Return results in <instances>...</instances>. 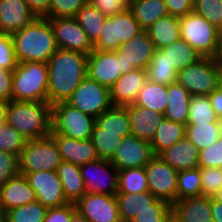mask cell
<instances>
[{
    "label": "cell",
    "mask_w": 222,
    "mask_h": 222,
    "mask_svg": "<svg viewBox=\"0 0 222 222\" xmlns=\"http://www.w3.org/2000/svg\"><path fill=\"white\" fill-rule=\"evenodd\" d=\"M26 138L6 123L0 128V150L20 155L26 145Z\"/></svg>",
    "instance_id": "cell-44"
},
{
    "label": "cell",
    "mask_w": 222,
    "mask_h": 222,
    "mask_svg": "<svg viewBox=\"0 0 222 222\" xmlns=\"http://www.w3.org/2000/svg\"><path fill=\"white\" fill-rule=\"evenodd\" d=\"M96 125L106 132L131 135L130 118L126 107L112 106L96 118Z\"/></svg>",
    "instance_id": "cell-32"
},
{
    "label": "cell",
    "mask_w": 222,
    "mask_h": 222,
    "mask_svg": "<svg viewBox=\"0 0 222 222\" xmlns=\"http://www.w3.org/2000/svg\"><path fill=\"white\" fill-rule=\"evenodd\" d=\"M47 208L39 201L6 211V222H43Z\"/></svg>",
    "instance_id": "cell-42"
},
{
    "label": "cell",
    "mask_w": 222,
    "mask_h": 222,
    "mask_svg": "<svg viewBox=\"0 0 222 222\" xmlns=\"http://www.w3.org/2000/svg\"><path fill=\"white\" fill-rule=\"evenodd\" d=\"M185 132L186 124L173 122L164 117L157 127L151 142L153 154L159 155L162 151L183 139Z\"/></svg>",
    "instance_id": "cell-31"
},
{
    "label": "cell",
    "mask_w": 222,
    "mask_h": 222,
    "mask_svg": "<svg viewBox=\"0 0 222 222\" xmlns=\"http://www.w3.org/2000/svg\"><path fill=\"white\" fill-rule=\"evenodd\" d=\"M7 123L26 140L47 137L52 130V105L49 102L15 101L6 107Z\"/></svg>",
    "instance_id": "cell-3"
},
{
    "label": "cell",
    "mask_w": 222,
    "mask_h": 222,
    "mask_svg": "<svg viewBox=\"0 0 222 222\" xmlns=\"http://www.w3.org/2000/svg\"><path fill=\"white\" fill-rule=\"evenodd\" d=\"M147 33L155 49H162L181 38L180 20L168 14L153 23Z\"/></svg>",
    "instance_id": "cell-27"
},
{
    "label": "cell",
    "mask_w": 222,
    "mask_h": 222,
    "mask_svg": "<svg viewBox=\"0 0 222 222\" xmlns=\"http://www.w3.org/2000/svg\"><path fill=\"white\" fill-rule=\"evenodd\" d=\"M22 175H25L29 185L34 189L37 201L47 209L68 203L57 171H37Z\"/></svg>",
    "instance_id": "cell-17"
},
{
    "label": "cell",
    "mask_w": 222,
    "mask_h": 222,
    "mask_svg": "<svg viewBox=\"0 0 222 222\" xmlns=\"http://www.w3.org/2000/svg\"><path fill=\"white\" fill-rule=\"evenodd\" d=\"M18 63L43 62L56 52L58 45L47 18L37 17L32 23L11 34Z\"/></svg>",
    "instance_id": "cell-2"
},
{
    "label": "cell",
    "mask_w": 222,
    "mask_h": 222,
    "mask_svg": "<svg viewBox=\"0 0 222 222\" xmlns=\"http://www.w3.org/2000/svg\"><path fill=\"white\" fill-rule=\"evenodd\" d=\"M181 38L202 57L220 58L219 29L194 11L179 18Z\"/></svg>",
    "instance_id": "cell-5"
},
{
    "label": "cell",
    "mask_w": 222,
    "mask_h": 222,
    "mask_svg": "<svg viewBox=\"0 0 222 222\" xmlns=\"http://www.w3.org/2000/svg\"><path fill=\"white\" fill-rule=\"evenodd\" d=\"M123 138L121 133L106 132L95 124L90 140L99 159L110 160Z\"/></svg>",
    "instance_id": "cell-40"
},
{
    "label": "cell",
    "mask_w": 222,
    "mask_h": 222,
    "mask_svg": "<svg viewBox=\"0 0 222 222\" xmlns=\"http://www.w3.org/2000/svg\"><path fill=\"white\" fill-rule=\"evenodd\" d=\"M8 102L0 99V128L7 123L6 107Z\"/></svg>",
    "instance_id": "cell-58"
},
{
    "label": "cell",
    "mask_w": 222,
    "mask_h": 222,
    "mask_svg": "<svg viewBox=\"0 0 222 222\" xmlns=\"http://www.w3.org/2000/svg\"><path fill=\"white\" fill-rule=\"evenodd\" d=\"M211 212L213 222H222V203L211 197Z\"/></svg>",
    "instance_id": "cell-57"
},
{
    "label": "cell",
    "mask_w": 222,
    "mask_h": 222,
    "mask_svg": "<svg viewBox=\"0 0 222 222\" xmlns=\"http://www.w3.org/2000/svg\"><path fill=\"white\" fill-rule=\"evenodd\" d=\"M139 31V23L127 7L122 12L107 17L94 49L117 51L121 44L134 38Z\"/></svg>",
    "instance_id": "cell-9"
},
{
    "label": "cell",
    "mask_w": 222,
    "mask_h": 222,
    "mask_svg": "<svg viewBox=\"0 0 222 222\" xmlns=\"http://www.w3.org/2000/svg\"><path fill=\"white\" fill-rule=\"evenodd\" d=\"M122 222L131 220L158 199L148 190L142 193H117L115 195Z\"/></svg>",
    "instance_id": "cell-28"
},
{
    "label": "cell",
    "mask_w": 222,
    "mask_h": 222,
    "mask_svg": "<svg viewBox=\"0 0 222 222\" xmlns=\"http://www.w3.org/2000/svg\"><path fill=\"white\" fill-rule=\"evenodd\" d=\"M155 50L147 30L139 31L134 38L121 44L117 52L121 55L122 74L136 69H147Z\"/></svg>",
    "instance_id": "cell-14"
},
{
    "label": "cell",
    "mask_w": 222,
    "mask_h": 222,
    "mask_svg": "<svg viewBox=\"0 0 222 222\" xmlns=\"http://www.w3.org/2000/svg\"><path fill=\"white\" fill-rule=\"evenodd\" d=\"M59 49L89 54L94 45L75 17L47 18Z\"/></svg>",
    "instance_id": "cell-13"
},
{
    "label": "cell",
    "mask_w": 222,
    "mask_h": 222,
    "mask_svg": "<svg viewBox=\"0 0 222 222\" xmlns=\"http://www.w3.org/2000/svg\"><path fill=\"white\" fill-rule=\"evenodd\" d=\"M164 222H181L180 219L176 216V214L171 211L168 216L165 218Z\"/></svg>",
    "instance_id": "cell-59"
},
{
    "label": "cell",
    "mask_w": 222,
    "mask_h": 222,
    "mask_svg": "<svg viewBox=\"0 0 222 222\" xmlns=\"http://www.w3.org/2000/svg\"><path fill=\"white\" fill-rule=\"evenodd\" d=\"M149 191L157 198L172 205L177 201L178 171L154 155L145 165Z\"/></svg>",
    "instance_id": "cell-12"
},
{
    "label": "cell",
    "mask_w": 222,
    "mask_h": 222,
    "mask_svg": "<svg viewBox=\"0 0 222 222\" xmlns=\"http://www.w3.org/2000/svg\"><path fill=\"white\" fill-rule=\"evenodd\" d=\"M202 196L200 168L178 171L177 201L186 197Z\"/></svg>",
    "instance_id": "cell-41"
},
{
    "label": "cell",
    "mask_w": 222,
    "mask_h": 222,
    "mask_svg": "<svg viewBox=\"0 0 222 222\" xmlns=\"http://www.w3.org/2000/svg\"><path fill=\"white\" fill-rule=\"evenodd\" d=\"M167 108L164 117L173 122L187 124L191 94L180 84L167 86Z\"/></svg>",
    "instance_id": "cell-26"
},
{
    "label": "cell",
    "mask_w": 222,
    "mask_h": 222,
    "mask_svg": "<svg viewBox=\"0 0 222 222\" xmlns=\"http://www.w3.org/2000/svg\"><path fill=\"white\" fill-rule=\"evenodd\" d=\"M146 80V69H136L122 74L110 88L112 105L125 107L133 104Z\"/></svg>",
    "instance_id": "cell-20"
},
{
    "label": "cell",
    "mask_w": 222,
    "mask_h": 222,
    "mask_svg": "<svg viewBox=\"0 0 222 222\" xmlns=\"http://www.w3.org/2000/svg\"><path fill=\"white\" fill-rule=\"evenodd\" d=\"M220 135H222V122L186 124L185 136L199 151L214 144Z\"/></svg>",
    "instance_id": "cell-37"
},
{
    "label": "cell",
    "mask_w": 222,
    "mask_h": 222,
    "mask_svg": "<svg viewBox=\"0 0 222 222\" xmlns=\"http://www.w3.org/2000/svg\"><path fill=\"white\" fill-rule=\"evenodd\" d=\"M83 113L97 118L113 105L110 89L86 76L66 101Z\"/></svg>",
    "instance_id": "cell-10"
},
{
    "label": "cell",
    "mask_w": 222,
    "mask_h": 222,
    "mask_svg": "<svg viewBox=\"0 0 222 222\" xmlns=\"http://www.w3.org/2000/svg\"><path fill=\"white\" fill-rule=\"evenodd\" d=\"M89 2L109 17L127 8L129 0H89Z\"/></svg>",
    "instance_id": "cell-52"
},
{
    "label": "cell",
    "mask_w": 222,
    "mask_h": 222,
    "mask_svg": "<svg viewBox=\"0 0 222 222\" xmlns=\"http://www.w3.org/2000/svg\"><path fill=\"white\" fill-rule=\"evenodd\" d=\"M78 24L86 32L87 37L94 45L101 34L102 27L107 19L91 2L85 4L75 16Z\"/></svg>",
    "instance_id": "cell-35"
},
{
    "label": "cell",
    "mask_w": 222,
    "mask_h": 222,
    "mask_svg": "<svg viewBox=\"0 0 222 222\" xmlns=\"http://www.w3.org/2000/svg\"><path fill=\"white\" fill-rule=\"evenodd\" d=\"M89 0H51L49 18L75 17Z\"/></svg>",
    "instance_id": "cell-46"
},
{
    "label": "cell",
    "mask_w": 222,
    "mask_h": 222,
    "mask_svg": "<svg viewBox=\"0 0 222 222\" xmlns=\"http://www.w3.org/2000/svg\"><path fill=\"white\" fill-rule=\"evenodd\" d=\"M193 11L219 30L222 28V0H194Z\"/></svg>",
    "instance_id": "cell-43"
},
{
    "label": "cell",
    "mask_w": 222,
    "mask_h": 222,
    "mask_svg": "<svg viewBox=\"0 0 222 222\" xmlns=\"http://www.w3.org/2000/svg\"><path fill=\"white\" fill-rule=\"evenodd\" d=\"M17 65L11 34L0 32V68L14 70Z\"/></svg>",
    "instance_id": "cell-50"
},
{
    "label": "cell",
    "mask_w": 222,
    "mask_h": 222,
    "mask_svg": "<svg viewBox=\"0 0 222 222\" xmlns=\"http://www.w3.org/2000/svg\"><path fill=\"white\" fill-rule=\"evenodd\" d=\"M75 205L89 222H122L115 196L85 193Z\"/></svg>",
    "instance_id": "cell-16"
},
{
    "label": "cell",
    "mask_w": 222,
    "mask_h": 222,
    "mask_svg": "<svg viewBox=\"0 0 222 222\" xmlns=\"http://www.w3.org/2000/svg\"><path fill=\"white\" fill-rule=\"evenodd\" d=\"M18 155L0 150V187L19 174Z\"/></svg>",
    "instance_id": "cell-49"
},
{
    "label": "cell",
    "mask_w": 222,
    "mask_h": 222,
    "mask_svg": "<svg viewBox=\"0 0 222 222\" xmlns=\"http://www.w3.org/2000/svg\"><path fill=\"white\" fill-rule=\"evenodd\" d=\"M36 18L25 0H0V32L13 34Z\"/></svg>",
    "instance_id": "cell-21"
},
{
    "label": "cell",
    "mask_w": 222,
    "mask_h": 222,
    "mask_svg": "<svg viewBox=\"0 0 222 222\" xmlns=\"http://www.w3.org/2000/svg\"><path fill=\"white\" fill-rule=\"evenodd\" d=\"M202 196L212 197L222 187L221 168H200Z\"/></svg>",
    "instance_id": "cell-47"
},
{
    "label": "cell",
    "mask_w": 222,
    "mask_h": 222,
    "mask_svg": "<svg viewBox=\"0 0 222 222\" xmlns=\"http://www.w3.org/2000/svg\"><path fill=\"white\" fill-rule=\"evenodd\" d=\"M13 70L0 68V99L6 102L12 100Z\"/></svg>",
    "instance_id": "cell-54"
},
{
    "label": "cell",
    "mask_w": 222,
    "mask_h": 222,
    "mask_svg": "<svg viewBox=\"0 0 222 222\" xmlns=\"http://www.w3.org/2000/svg\"><path fill=\"white\" fill-rule=\"evenodd\" d=\"M172 211V205L158 199L150 208L139 212L131 222H164L165 218Z\"/></svg>",
    "instance_id": "cell-45"
},
{
    "label": "cell",
    "mask_w": 222,
    "mask_h": 222,
    "mask_svg": "<svg viewBox=\"0 0 222 222\" xmlns=\"http://www.w3.org/2000/svg\"><path fill=\"white\" fill-rule=\"evenodd\" d=\"M198 167H222V135H220L214 144L199 151Z\"/></svg>",
    "instance_id": "cell-48"
},
{
    "label": "cell",
    "mask_w": 222,
    "mask_h": 222,
    "mask_svg": "<svg viewBox=\"0 0 222 222\" xmlns=\"http://www.w3.org/2000/svg\"><path fill=\"white\" fill-rule=\"evenodd\" d=\"M70 222H89L85 217L81 216L78 212L71 218Z\"/></svg>",
    "instance_id": "cell-60"
},
{
    "label": "cell",
    "mask_w": 222,
    "mask_h": 222,
    "mask_svg": "<svg viewBox=\"0 0 222 222\" xmlns=\"http://www.w3.org/2000/svg\"><path fill=\"white\" fill-rule=\"evenodd\" d=\"M50 136L58 148L62 161L70 162L75 166L81 167L88 162L99 159L90 139H73L56 132H51Z\"/></svg>",
    "instance_id": "cell-19"
},
{
    "label": "cell",
    "mask_w": 222,
    "mask_h": 222,
    "mask_svg": "<svg viewBox=\"0 0 222 222\" xmlns=\"http://www.w3.org/2000/svg\"><path fill=\"white\" fill-rule=\"evenodd\" d=\"M128 8L141 30H147L159 18L168 15L165 0H129Z\"/></svg>",
    "instance_id": "cell-29"
},
{
    "label": "cell",
    "mask_w": 222,
    "mask_h": 222,
    "mask_svg": "<svg viewBox=\"0 0 222 222\" xmlns=\"http://www.w3.org/2000/svg\"><path fill=\"white\" fill-rule=\"evenodd\" d=\"M208 97L214 112L219 120L222 121V91L217 88L211 92Z\"/></svg>",
    "instance_id": "cell-56"
},
{
    "label": "cell",
    "mask_w": 222,
    "mask_h": 222,
    "mask_svg": "<svg viewBox=\"0 0 222 222\" xmlns=\"http://www.w3.org/2000/svg\"><path fill=\"white\" fill-rule=\"evenodd\" d=\"M121 55L117 51L93 49L87 57V76L110 89L122 75Z\"/></svg>",
    "instance_id": "cell-15"
},
{
    "label": "cell",
    "mask_w": 222,
    "mask_h": 222,
    "mask_svg": "<svg viewBox=\"0 0 222 222\" xmlns=\"http://www.w3.org/2000/svg\"><path fill=\"white\" fill-rule=\"evenodd\" d=\"M159 156L177 171L194 169L198 167L199 149L185 136Z\"/></svg>",
    "instance_id": "cell-25"
},
{
    "label": "cell",
    "mask_w": 222,
    "mask_h": 222,
    "mask_svg": "<svg viewBox=\"0 0 222 222\" xmlns=\"http://www.w3.org/2000/svg\"><path fill=\"white\" fill-rule=\"evenodd\" d=\"M88 55L78 51L57 49L49 58L48 102H66L87 76Z\"/></svg>",
    "instance_id": "cell-1"
},
{
    "label": "cell",
    "mask_w": 222,
    "mask_h": 222,
    "mask_svg": "<svg viewBox=\"0 0 222 222\" xmlns=\"http://www.w3.org/2000/svg\"><path fill=\"white\" fill-rule=\"evenodd\" d=\"M215 201L222 203V187L212 196Z\"/></svg>",
    "instance_id": "cell-61"
},
{
    "label": "cell",
    "mask_w": 222,
    "mask_h": 222,
    "mask_svg": "<svg viewBox=\"0 0 222 222\" xmlns=\"http://www.w3.org/2000/svg\"><path fill=\"white\" fill-rule=\"evenodd\" d=\"M30 10L40 18H49L51 0H25Z\"/></svg>",
    "instance_id": "cell-55"
},
{
    "label": "cell",
    "mask_w": 222,
    "mask_h": 222,
    "mask_svg": "<svg viewBox=\"0 0 222 222\" xmlns=\"http://www.w3.org/2000/svg\"><path fill=\"white\" fill-rule=\"evenodd\" d=\"M147 79L151 82L168 86L177 83L178 70L166 58L161 49H156L146 69Z\"/></svg>",
    "instance_id": "cell-33"
},
{
    "label": "cell",
    "mask_w": 222,
    "mask_h": 222,
    "mask_svg": "<svg viewBox=\"0 0 222 222\" xmlns=\"http://www.w3.org/2000/svg\"><path fill=\"white\" fill-rule=\"evenodd\" d=\"M148 190L145 167L128 168L119 171L118 193H142Z\"/></svg>",
    "instance_id": "cell-39"
},
{
    "label": "cell",
    "mask_w": 222,
    "mask_h": 222,
    "mask_svg": "<svg viewBox=\"0 0 222 222\" xmlns=\"http://www.w3.org/2000/svg\"><path fill=\"white\" fill-rule=\"evenodd\" d=\"M52 130L67 137L86 140L90 139L96 118L83 113L67 102L52 104Z\"/></svg>",
    "instance_id": "cell-8"
},
{
    "label": "cell",
    "mask_w": 222,
    "mask_h": 222,
    "mask_svg": "<svg viewBox=\"0 0 222 222\" xmlns=\"http://www.w3.org/2000/svg\"><path fill=\"white\" fill-rule=\"evenodd\" d=\"M168 14L181 18L193 11L194 0H165Z\"/></svg>",
    "instance_id": "cell-53"
},
{
    "label": "cell",
    "mask_w": 222,
    "mask_h": 222,
    "mask_svg": "<svg viewBox=\"0 0 222 222\" xmlns=\"http://www.w3.org/2000/svg\"><path fill=\"white\" fill-rule=\"evenodd\" d=\"M172 211L181 222H213L211 197H186L172 204Z\"/></svg>",
    "instance_id": "cell-24"
},
{
    "label": "cell",
    "mask_w": 222,
    "mask_h": 222,
    "mask_svg": "<svg viewBox=\"0 0 222 222\" xmlns=\"http://www.w3.org/2000/svg\"><path fill=\"white\" fill-rule=\"evenodd\" d=\"M153 156L150 142L128 135L123 138L110 161L118 171H121L145 167Z\"/></svg>",
    "instance_id": "cell-18"
},
{
    "label": "cell",
    "mask_w": 222,
    "mask_h": 222,
    "mask_svg": "<svg viewBox=\"0 0 222 222\" xmlns=\"http://www.w3.org/2000/svg\"><path fill=\"white\" fill-rule=\"evenodd\" d=\"M220 59H222V28L219 30Z\"/></svg>",
    "instance_id": "cell-62"
},
{
    "label": "cell",
    "mask_w": 222,
    "mask_h": 222,
    "mask_svg": "<svg viewBox=\"0 0 222 222\" xmlns=\"http://www.w3.org/2000/svg\"><path fill=\"white\" fill-rule=\"evenodd\" d=\"M76 213V205L74 203H67L59 207L47 209L43 222H70Z\"/></svg>",
    "instance_id": "cell-51"
},
{
    "label": "cell",
    "mask_w": 222,
    "mask_h": 222,
    "mask_svg": "<svg viewBox=\"0 0 222 222\" xmlns=\"http://www.w3.org/2000/svg\"><path fill=\"white\" fill-rule=\"evenodd\" d=\"M125 107L130 118L131 135L151 143L164 115L134 103Z\"/></svg>",
    "instance_id": "cell-23"
},
{
    "label": "cell",
    "mask_w": 222,
    "mask_h": 222,
    "mask_svg": "<svg viewBox=\"0 0 222 222\" xmlns=\"http://www.w3.org/2000/svg\"><path fill=\"white\" fill-rule=\"evenodd\" d=\"M167 86L146 80L134 102L135 105L164 114L167 108Z\"/></svg>",
    "instance_id": "cell-34"
},
{
    "label": "cell",
    "mask_w": 222,
    "mask_h": 222,
    "mask_svg": "<svg viewBox=\"0 0 222 222\" xmlns=\"http://www.w3.org/2000/svg\"><path fill=\"white\" fill-rule=\"evenodd\" d=\"M222 59L202 57L197 62L179 70L177 83L191 95H209L218 88Z\"/></svg>",
    "instance_id": "cell-6"
},
{
    "label": "cell",
    "mask_w": 222,
    "mask_h": 222,
    "mask_svg": "<svg viewBox=\"0 0 222 222\" xmlns=\"http://www.w3.org/2000/svg\"><path fill=\"white\" fill-rule=\"evenodd\" d=\"M36 200V193L25 175L18 174L0 187V209L3 212Z\"/></svg>",
    "instance_id": "cell-22"
},
{
    "label": "cell",
    "mask_w": 222,
    "mask_h": 222,
    "mask_svg": "<svg viewBox=\"0 0 222 222\" xmlns=\"http://www.w3.org/2000/svg\"><path fill=\"white\" fill-rule=\"evenodd\" d=\"M218 89H220L222 91V71H221L219 81H218Z\"/></svg>",
    "instance_id": "cell-64"
},
{
    "label": "cell",
    "mask_w": 222,
    "mask_h": 222,
    "mask_svg": "<svg viewBox=\"0 0 222 222\" xmlns=\"http://www.w3.org/2000/svg\"><path fill=\"white\" fill-rule=\"evenodd\" d=\"M0 222H6V212L0 209Z\"/></svg>",
    "instance_id": "cell-63"
},
{
    "label": "cell",
    "mask_w": 222,
    "mask_h": 222,
    "mask_svg": "<svg viewBox=\"0 0 222 222\" xmlns=\"http://www.w3.org/2000/svg\"><path fill=\"white\" fill-rule=\"evenodd\" d=\"M57 173L67 202L75 204L85 194L80 168L70 162L62 161L57 168Z\"/></svg>",
    "instance_id": "cell-30"
},
{
    "label": "cell",
    "mask_w": 222,
    "mask_h": 222,
    "mask_svg": "<svg viewBox=\"0 0 222 222\" xmlns=\"http://www.w3.org/2000/svg\"><path fill=\"white\" fill-rule=\"evenodd\" d=\"M18 159L19 174L37 171H57L62 162L58 148L50 135L28 140Z\"/></svg>",
    "instance_id": "cell-7"
},
{
    "label": "cell",
    "mask_w": 222,
    "mask_h": 222,
    "mask_svg": "<svg viewBox=\"0 0 222 222\" xmlns=\"http://www.w3.org/2000/svg\"><path fill=\"white\" fill-rule=\"evenodd\" d=\"M12 100L48 102L47 63H18L13 70Z\"/></svg>",
    "instance_id": "cell-4"
},
{
    "label": "cell",
    "mask_w": 222,
    "mask_h": 222,
    "mask_svg": "<svg viewBox=\"0 0 222 222\" xmlns=\"http://www.w3.org/2000/svg\"><path fill=\"white\" fill-rule=\"evenodd\" d=\"M161 50L178 71L202 58V55L182 38Z\"/></svg>",
    "instance_id": "cell-36"
},
{
    "label": "cell",
    "mask_w": 222,
    "mask_h": 222,
    "mask_svg": "<svg viewBox=\"0 0 222 222\" xmlns=\"http://www.w3.org/2000/svg\"><path fill=\"white\" fill-rule=\"evenodd\" d=\"M79 168L85 184V193L111 196L118 193L119 171L110 160L98 159Z\"/></svg>",
    "instance_id": "cell-11"
},
{
    "label": "cell",
    "mask_w": 222,
    "mask_h": 222,
    "mask_svg": "<svg viewBox=\"0 0 222 222\" xmlns=\"http://www.w3.org/2000/svg\"><path fill=\"white\" fill-rule=\"evenodd\" d=\"M222 122L214 112L208 95H191L187 124Z\"/></svg>",
    "instance_id": "cell-38"
}]
</instances>
